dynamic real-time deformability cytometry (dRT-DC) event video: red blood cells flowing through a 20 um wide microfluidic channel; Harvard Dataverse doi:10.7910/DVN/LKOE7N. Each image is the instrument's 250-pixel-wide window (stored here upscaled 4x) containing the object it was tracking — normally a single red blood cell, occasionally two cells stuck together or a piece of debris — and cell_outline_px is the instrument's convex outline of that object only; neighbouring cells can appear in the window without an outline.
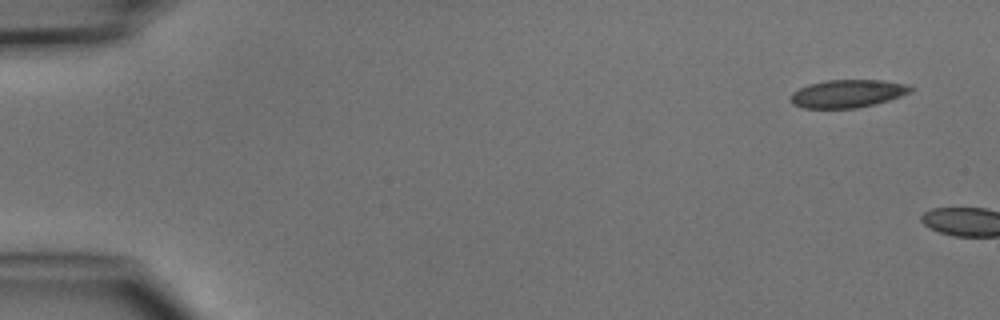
{"species": "common noctule bat (a hibernating species)", "species_latin": "Nyctalus noctula", "temperature_condition": "cold", "stored_images_in_passage": 2, "camera_frame_rate_fps": 3000, "um_per_image_px": 0.085, "animal": {"sex": "male", "body_mass_g": 15.6}, "frame": {"image": 1, "passage_image": 1, "time_ms": 0.0, "image_size_px": [1000, 320], "cell_outline_px": [[916, 88], [912, 92], [888, 100], [856, 108], [804, 108], [792, 104], [792, 92], [808, 84], [828, 80], [880, 80], [908, 84]], "centroid_in_image_um": [72.08, 7.95], "position_along_channel_um": 12.9, "area_um2": 19.42}}